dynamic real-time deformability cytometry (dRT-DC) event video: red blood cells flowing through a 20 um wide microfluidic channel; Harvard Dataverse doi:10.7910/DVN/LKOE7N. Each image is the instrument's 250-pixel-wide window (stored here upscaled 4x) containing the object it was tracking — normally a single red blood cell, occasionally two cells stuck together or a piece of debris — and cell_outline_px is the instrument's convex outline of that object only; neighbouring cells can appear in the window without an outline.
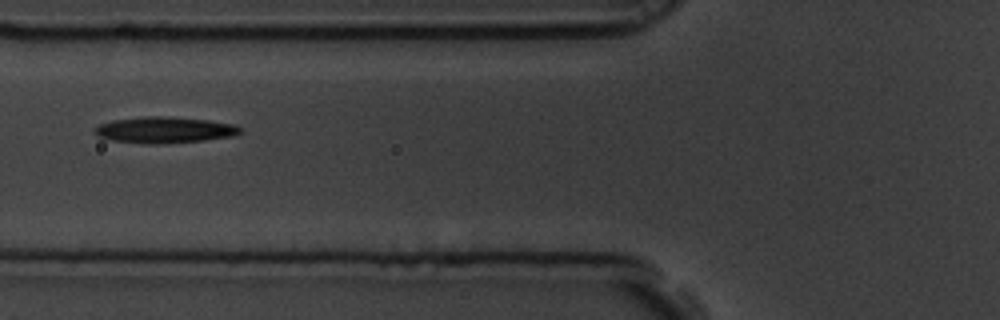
{"species": "common noctule bat (a hibernating species)", "species_latin": "Nyctalus noctula", "temperature_condition": "room temperature", "stored_images_in_passage": 5, "camera_frame_rate_fps": 3000, "um_per_image_px": 0.085, "animal": {"sex": "male", "body_mass_g": 19.5, "forearm_length_mm": 54.6}, "frame": {"image": 1, "passage_image": 2, "time_ms": 0.333, "image_size_px": [1000, 320], "cell_outline_px": [[244, 132], [232, 136], [204, 140], [164, 144], [148, 144], [112, 140], [96, 136], [92, 132], [92, 128], [100, 124], [112, 120], [140, 116], [168, 116], [208, 120], [236, 124], [244, 128]], "centroid_in_image_um": [13.99, 11.04], "position_along_channel_um": 111.8, "area_um2": 22.72}}
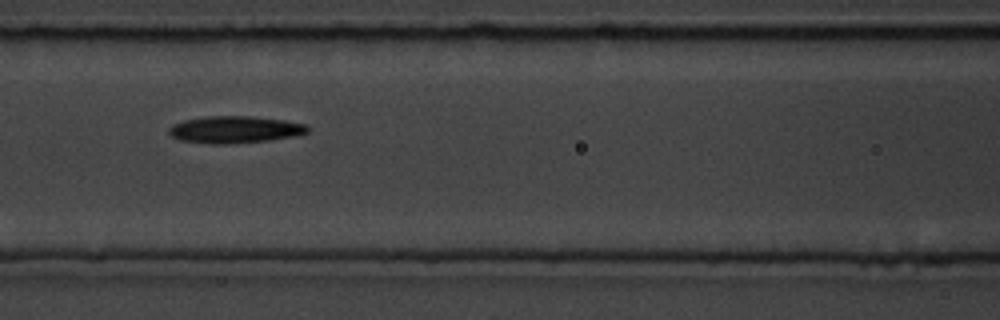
{"frame": {"image": 2, "passage_image": 3, "time_ms": 0.667, "image_size_px": [1000, 320], "cell_outline_px": [[308, 132], [300, 136], [268, 140], [224, 144], [212, 144], [180, 140], [172, 136], [168, 132], [168, 128], [172, 124], [184, 120], [208, 116], [248, 116], [284, 120], [304, 124], [308, 128]], "centroid_in_image_um": [19.95, 11.01], "position_along_channel_um": 146.6, "area_um2": 21.79}}